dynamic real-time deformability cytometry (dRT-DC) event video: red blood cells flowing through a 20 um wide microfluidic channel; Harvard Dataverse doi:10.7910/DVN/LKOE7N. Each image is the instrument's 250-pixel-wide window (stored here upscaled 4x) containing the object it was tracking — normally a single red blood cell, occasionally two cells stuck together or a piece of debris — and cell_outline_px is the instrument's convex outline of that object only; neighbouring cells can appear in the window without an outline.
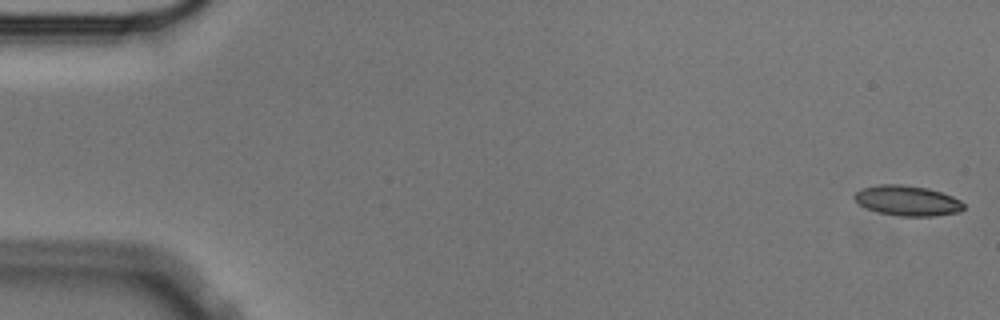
{"species": "Egyptian fruit bat (a non-hibernating species)", "species_latin": "Rousettus aegyptiacus", "temperature_condition": "cold", "stored_images_in_passage": 56, "camera_frame_rate_fps": 3000, "um_per_image_px": 0.085, "animal": {"sex": "male"}, "frame": {"image": 1, "passage_image": 1, "time_ms": 0.0, "image_size_px": [1000, 320], "cell_outline_px": [[964, 208], [960, 212], [932, 216], [900, 216], [876, 212], [860, 204], [852, 196], [860, 188], [880, 184], [900, 184], [928, 188], [952, 196], [960, 200], [964, 204]], "centroid_in_image_um": [77.12, 17.05], "position_along_channel_um": 7.9, "area_um2": 19.25}}
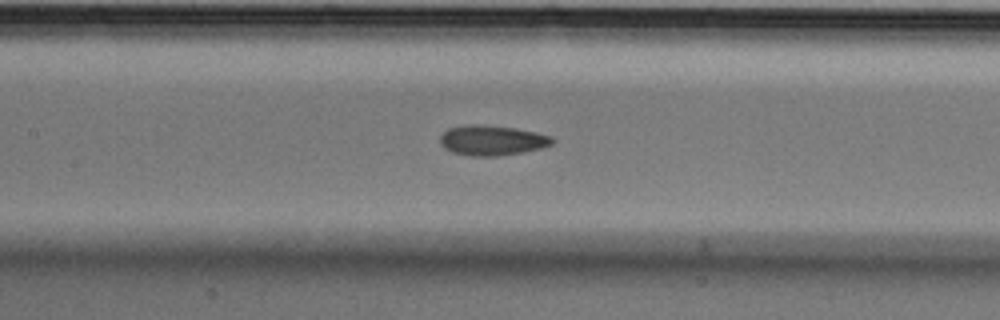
{"frame": {"image": 2, "passage_image": 26, "time_ms": 8.333, "image_size_px": [1000, 320], "cell_outline_px": [[556, 140], [552, 144], [540, 148], [524, 152], [496, 156], [472, 156], [452, 152], [444, 148], [440, 144], [440, 136], [448, 128], [464, 124], [480, 124], [516, 128], [536, 132], [552, 136]], "centroid_in_image_um": [41.82, 11.92], "position_along_channel_um": 165.6, "area_um2": 19.88}}
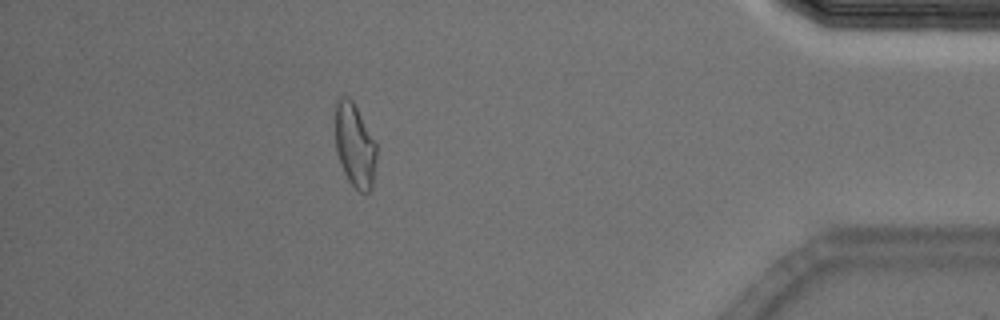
{"frame": {"image": 3, "passage_image": 50, "time_ms": 16.333, "image_size_px": [1000, 320], "cell_outline_px": [[376, 160], [372, 188], [368, 192], [360, 192], [348, 180], [344, 172], [336, 152], [336, 100], [344, 96], [348, 96], [352, 100], [376, 144]], "centroid_in_image_um": [30.16, 12.38], "position_along_channel_um": 405.0, "area_um2": 19.77}, "authors_computed_cell_mechanics": {"area_um2": 19.5942, "velocity_mm_per_s": 3.5498, "shape_relaxation_time_tau1_ms": 4.088, "shape_relaxation_time_tau2_ms": 3.9418, "deformation_change_tau1": 0.1267, "deformation_change_tau2": 0.1076}}